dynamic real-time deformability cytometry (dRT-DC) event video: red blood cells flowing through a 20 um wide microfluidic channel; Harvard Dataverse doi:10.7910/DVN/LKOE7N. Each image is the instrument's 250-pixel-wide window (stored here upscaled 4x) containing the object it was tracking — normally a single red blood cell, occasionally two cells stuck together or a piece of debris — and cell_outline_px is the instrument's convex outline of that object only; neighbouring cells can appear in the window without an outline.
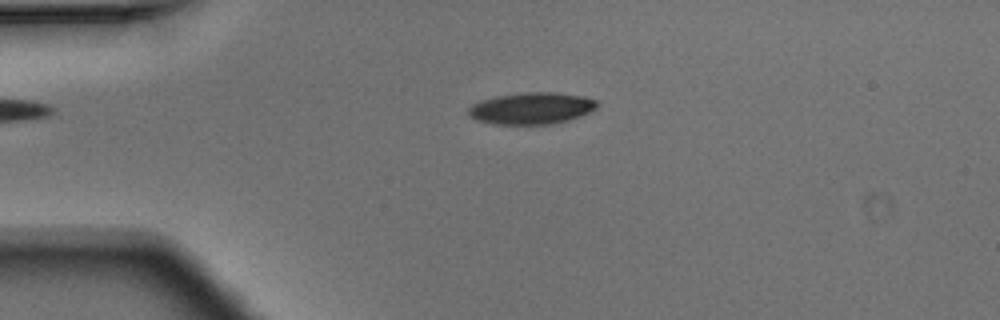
{"species": "Egyptian fruit bat (a non-hibernating species)", "species_latin": "Rousettus aegyptiacus", "temperature_condition": "warm", "stored_images_in_passage": 5, "camera_frame_rate_fps": 3000, "um_per_image_px": 0.085, "animal": {"sex": "male"}, "frame": {"image": 1, "passage_image": 3, "time_ms": 0.667, "image_size_px": [1000, 320], "cell_outline_px": [[596, 108], [580, 116], [568, 120], [552, 124], [496, 124], [476, 120], [468, 116], [468, 108], [472, 104], [480, 100], [496, 96], [528, 92], [556, 92], [584, 96], [596, 100]], "centroid_in_image_um": [45.15, 9.2], "position_along_channel_um": 39.9, "area_um2": 23.76}}
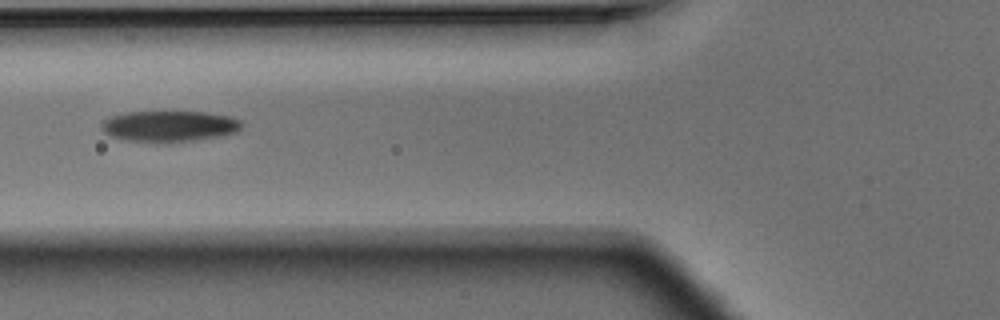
{"frame": {"image": 2, "passage_image": 5, "time_ms": 1.333, "image_size_px": [1000, 320], "cell_outline_px": [[244, 124], [236, 132], [220, 136], [192, 140], [128, 140], [112, 136], [104, 132], [100, 128], [100, 124], [104, 120], [112, 116], [128, 112], [204, 112], [228, 116], [240, 120]], "centroid_in_image_um": [14.41, 10.69], "position_along_channel_um": 111.4, "area_um2": 24.45}}